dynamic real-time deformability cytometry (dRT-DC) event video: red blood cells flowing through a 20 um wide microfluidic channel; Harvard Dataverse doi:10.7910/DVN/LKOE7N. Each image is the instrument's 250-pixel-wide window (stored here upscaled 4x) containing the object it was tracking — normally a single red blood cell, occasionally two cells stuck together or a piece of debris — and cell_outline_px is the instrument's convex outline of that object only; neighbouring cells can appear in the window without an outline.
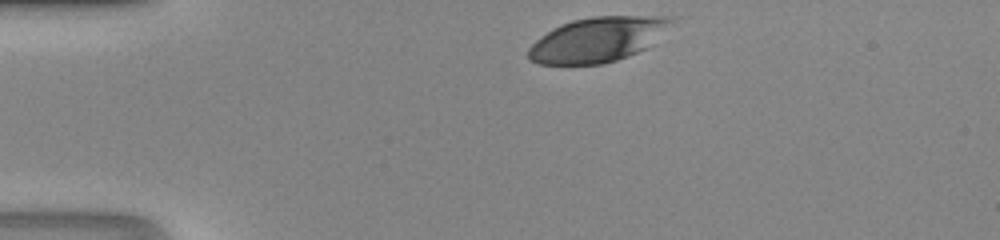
{"species": "human", "species_latin": "Homo sapiens", "temperature_condition": "room temperature", "stored_images_in_passage": 29, "camera_frame_rate_fps": 3000, "um_per_image_px": 0.085, "donor": {"sex": "male"}, "frame": {"image": 1, "passage_image": 1, "time_ms": 0.0, "image_size_px": [1000, 240], "cell_outline_px": [[680, 16], [676, 20], [644, 48], [628, 56], [604, 64], [540, 64], [528, 60], [528, 48], [536, 40], [552, 28], [560, 24], [572, 20], [592, 16]], "centroid_in_image_um": [50.77, 3.34], "position_along_channel_um": 34.2, "area_um2": 37.11}}
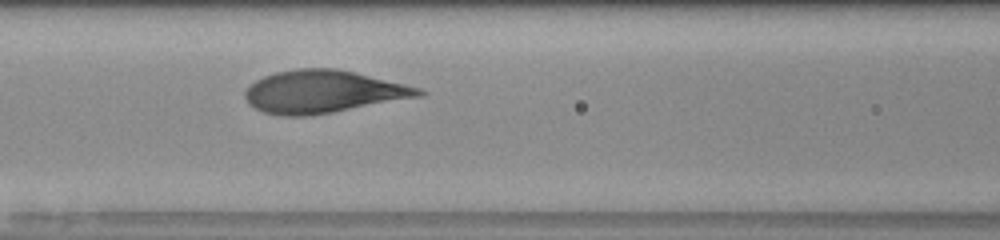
{"frame": {"image": 2, "passage_image": 12, "time_ms": 3.667, "image_size_px": [1000, 240], "cell_outline_px": [[428, 92], [424, 96], [332, 112], [308, 116], [284, 116], [264, 112], [248, 104], [244, 96], [244, 92], [256, 80], [264, 76], [276, 72], [296, 68], [336, 68], [404, 84], [420, 88]], "centroid_in_image_um": [27.46, 7.8], "position_along_channel_um": 139.1, "area_um2": 42.95}}
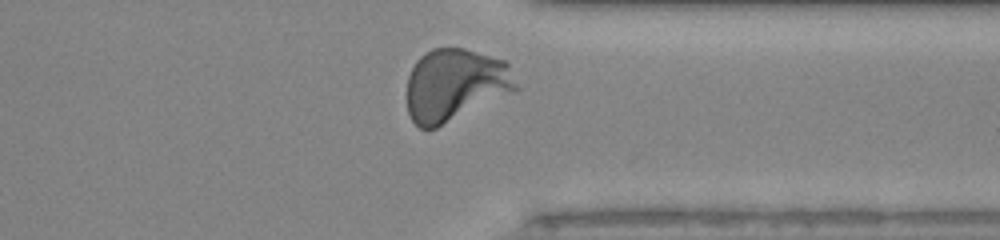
{"frame": {"image": 3, "passage_image": 28, "time_ms": 9.0, "image_size_px": [1000, 240], "cell_outline_px": [[520, 88], [436, 128], [420, 128], [412, 120], [408, 112], [408, 76], [416, 60], [420, 56], [432, 48], [464, 48], [508, 60]], "centroid_in_image_um": [38.72, 7.18], "position_along_channel_um": 372.7, "area_um2": 46.07}}